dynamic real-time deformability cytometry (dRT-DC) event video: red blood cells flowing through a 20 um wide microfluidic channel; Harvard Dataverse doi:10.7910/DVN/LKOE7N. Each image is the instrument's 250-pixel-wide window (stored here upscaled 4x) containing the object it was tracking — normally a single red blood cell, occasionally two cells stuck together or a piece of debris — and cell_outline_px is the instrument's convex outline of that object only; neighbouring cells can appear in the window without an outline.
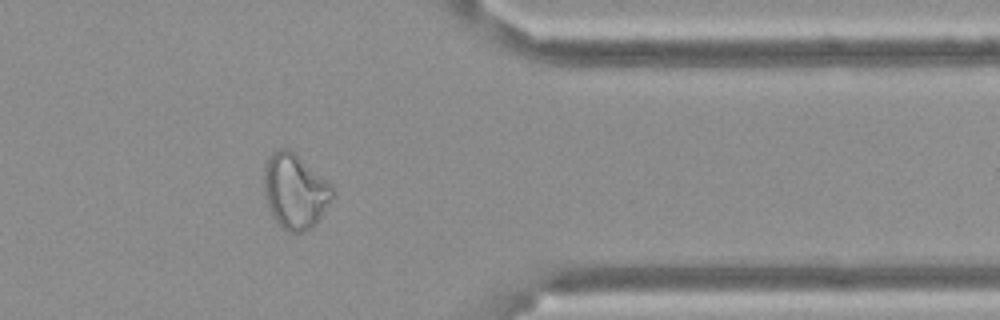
{"species": "Egyptian fruit bat (a non-hibernating species)", "species_latin": "Rousettus aegyptiacus", "temperature_condition": "cold", "stored_images_in_passage": 14, "camera_frame_rate_fps": 3000, "um_per_image_px": 0.085, "frame": {"image": 1, "passage_image": 12, "time_ms": 3.667, "image_size_px": [1000, 320], "cell_outline_px": [[336, 192], [316, 224], [312, 228], [304, 232], [288, 232], [276, 220], [268, 204], [264, 192], [264, 172], [268, 156], [280, 148], [288, 148], [332, 184]], "centroid_in_image_um": [25.11, 16.25], "position_along_channel_um": 386.3, "area_um2": 29.59}}